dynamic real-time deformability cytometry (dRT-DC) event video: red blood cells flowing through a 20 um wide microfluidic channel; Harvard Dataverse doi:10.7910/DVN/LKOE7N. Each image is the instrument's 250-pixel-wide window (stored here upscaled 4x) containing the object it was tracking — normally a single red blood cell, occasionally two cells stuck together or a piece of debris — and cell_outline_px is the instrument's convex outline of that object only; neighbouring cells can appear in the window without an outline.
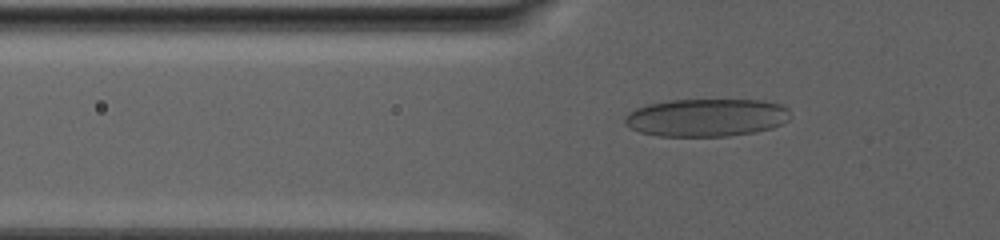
{"species": "human", "species_latin": "Homo sapiens", "temperature_condition": "warm", "stored_images_in_passage": 62, "camera_frame_rate_fps": 3000, "um_per_image_px": 0.085, "donor": {"sex": "male"}, "frame": {"image": 1, "passage_image": 4, "time_ms": 1.0, "image_size_px": [1000, 240], "cell_outline_px": [[792, 116], [788, 120], [772, 128], [756, 132], [728, 136], [660, 136], [640, 132], [624, 124], [624, 116], [628, 112], [636, 108], [648, 104], [668, 100], [764, 100], [780, 104], [788, 108]], "centroid_in_image_um": [60.06, 9.99], "position_along_channel_um": 65.7, "area_um2": 36.76}}
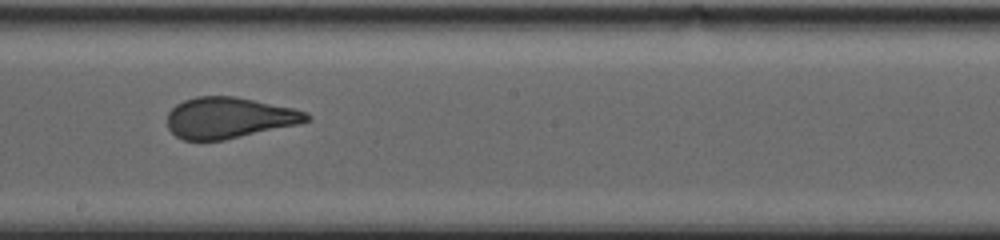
{"frame": {"image": 2, "passage_image": 26, "time_ms": 8.333, "image_size_px": [1000, 240], "cell_outline_px": [[312, 120], [300, 124], [224, 140], [184, 140], [176, 136], [168, 128], [168, 112], [176, 104], [184, 100], [196, 96], [236, 96], [292, 108], [308, 112], [312, 116]], "centroid_in_image_um": [19.5, 10.01], "position_along_channel_um": 228.7, "area_um2": 33.47}}
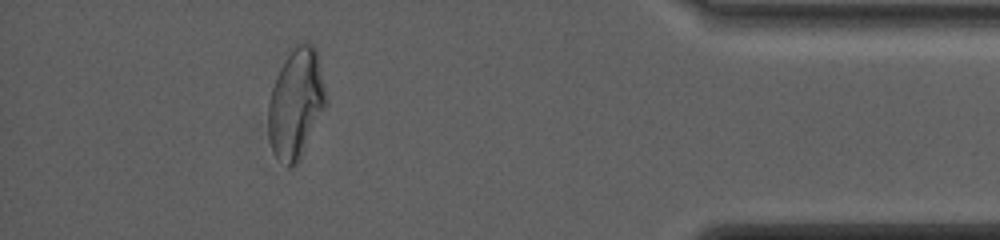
{"frame": {"image": 3, "passage_image": 54, "time_ms": 17.667, "image_size_px": [1000, 240], "cell_outline_px": [[328, 100], [324, 108], [296, 160], [288, 168], [272, 152], [268, 136], [268, 100], [276, 76], [284, 60], [296, 44], [304, 40], [308, 40], [316, 48]], "centroid_in_image_um": [25.13, 8.69], "position_along_channel_um": 410.1, "area_um2": 36.18}}